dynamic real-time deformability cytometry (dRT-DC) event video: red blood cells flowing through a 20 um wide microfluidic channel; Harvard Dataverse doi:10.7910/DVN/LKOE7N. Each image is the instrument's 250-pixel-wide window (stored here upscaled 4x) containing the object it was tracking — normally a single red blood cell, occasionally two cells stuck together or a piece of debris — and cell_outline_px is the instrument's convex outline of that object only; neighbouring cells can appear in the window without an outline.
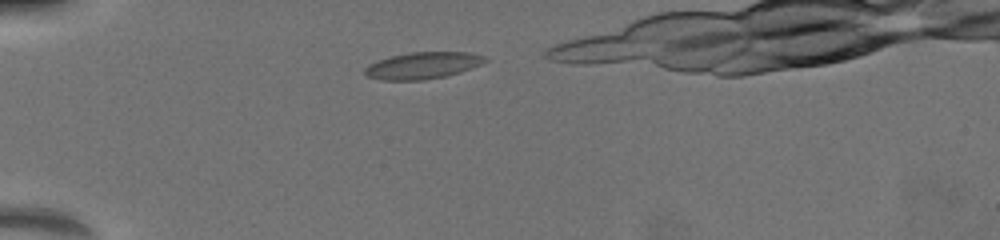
{"species": "common noctule bat (a hibernating species)", "species_latin": "Nyctalus noctula", "temperature_condition": "warm", "stored_images_in_passage": 9, "camera_frame_rate_fps": 3000, "um_per_image_px": 0.085, "animal": {"sex": "female", "body_mass_g": 19.5, "forearm_length_mm": 54.1}, "frame": {"image": 1, "passage_image": 6, "time_ms": 1.0, "image_size_px": [1000, 240], "cell_outline_px": [[488, 60], [472, 68], [460, 72], [444, 76], [424, 80], [380, 80], [368, 76], [364, 72], [364, 68], [368, 64], [392, 56], [412, 52], [468, 52], [484, 56]], "centroid_in_image_um": [35.93, 5.57], "position_along_channel_um": 49.1, "area_um2": 18.55}}